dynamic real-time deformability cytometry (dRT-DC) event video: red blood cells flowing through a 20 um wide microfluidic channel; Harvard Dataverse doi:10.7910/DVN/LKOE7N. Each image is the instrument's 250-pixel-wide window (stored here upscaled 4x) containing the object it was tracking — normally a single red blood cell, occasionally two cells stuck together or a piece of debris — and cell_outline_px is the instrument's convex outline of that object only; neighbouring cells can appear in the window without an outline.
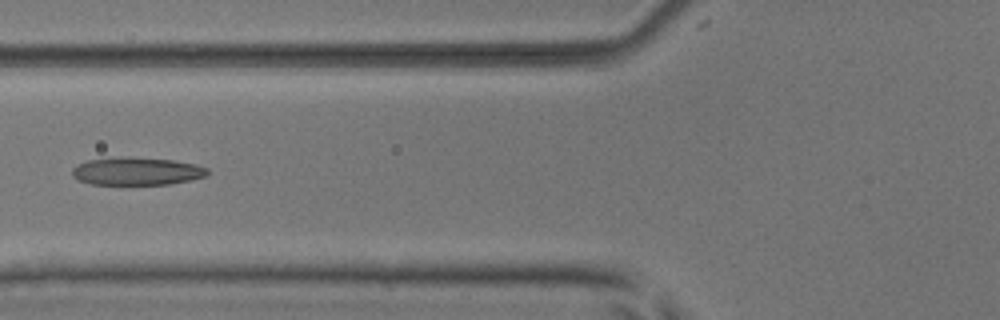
{"species": "common noctule bat (a hibernating species)", "species_latin": "Nyctalus noctula", "temperature_condition": "room temperature", "stored_images_in_passage": 8, "camera_frame_rate_fps": 3000, "um_per_image_px": 0.085, "animal": {"sex": "male", "body_mass_g": 17.9, "forearm_length_mm": 54.2}, "frame": {"image": 1, "passage_image": 6, "time_ms": 1.667, "image_size_px": [1000, 320], "cell_outline_px": [[208, 176], [192, 180], [172, 184], [92, 184], [76, 180], [72, 176], [72, 168], [76, 164], [88, 160], [120, 156], [128, 156], [172, 160], [196, 164], [208, 168]], "centroid_in_image_um": [11.62, 14.55], "position_along_channel_um": 114.2, "area_um2": 22.31}}
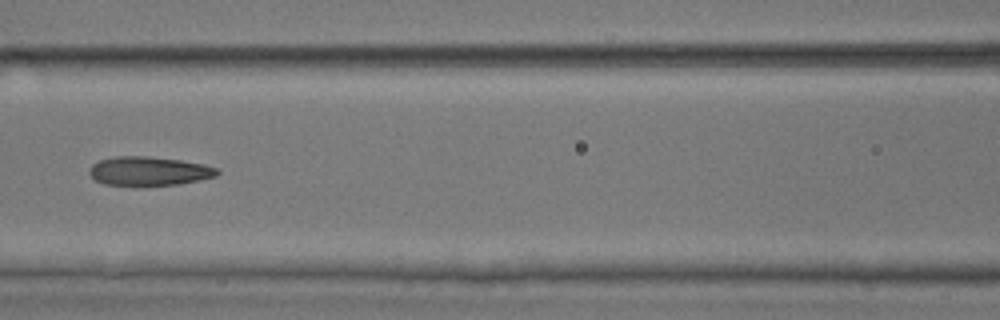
{"frame": {"image": 2, "passage_image": 7, "time_ms": 2.0, "image_size_px": [1000, 320], "cell_outline_px": [[220, 172], [216, 176], [200, 180], [176, 184], [144, 188], [104, 184], [96, 180], [88, 172], [92, 164], [100, 160], [116, 156], [148, 156], [180, 160], [204, 164], [216, 168]], "centroid_in_image_um": [12.64, 14.58], "position_along_channel_um": 154.0, "area_um2": 22.14}}
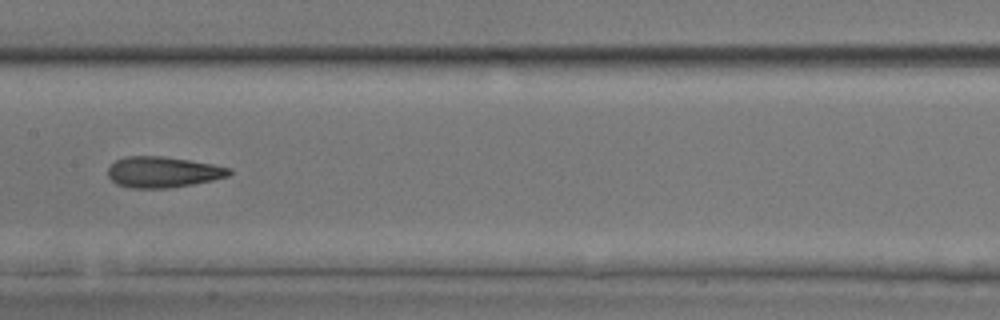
{"frame": {"image": 3, "passage_image": 8, "time_ms": 2.333, "image_size_px": [1000, 320], "cell_outline_px": [[232, 172], [228, 176], [212, 180], [192, 184], [168, 188], [132, 188], [116, 184], [108, 176], [108, 168], [116, 160], [124, 156], [164, 156], [212, 164], [232, 168]], "centroid_in_image_um": [13.84, 14.62], "position_along_channel_um": 193.6, "area_um2": 21.79}}